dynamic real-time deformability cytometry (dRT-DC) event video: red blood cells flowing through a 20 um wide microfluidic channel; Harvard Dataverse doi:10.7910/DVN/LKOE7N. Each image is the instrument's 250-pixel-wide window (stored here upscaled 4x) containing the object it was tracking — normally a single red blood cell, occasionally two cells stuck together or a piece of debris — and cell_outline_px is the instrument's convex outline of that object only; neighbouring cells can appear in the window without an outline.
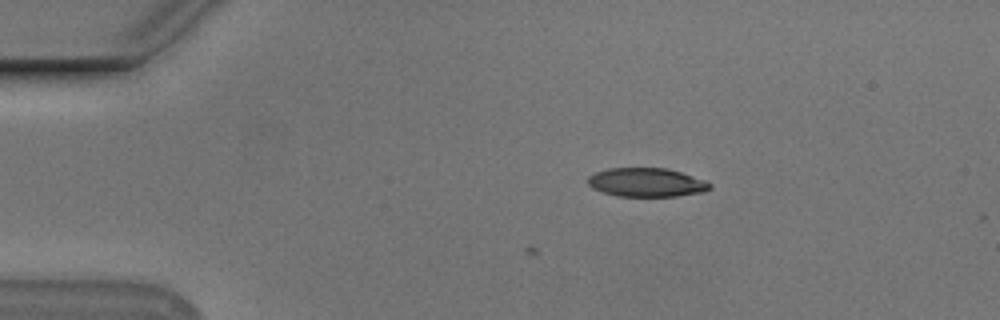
{"species": "Egyptian fruit bat (a non-hibernating species)", "species_latin": "Rousettus aegyptiacus", "temperature_condition": "cold", "stored_images_in_passage": 5, "camera_frame_rate_fps": 3000, "um_per_image_px": 0.085, "animal": {"sex": "male"}, "frame": {"image": 1, "passage_image": 5, "time_ms": 1.333, "image_size_px": [1000, 320], "cell_outline_px": [[712, 188], [704, 192], [676, 196], [616, 196], [592, 188], [588, 184], [588, 176], [596, 172], [608, 168], [668, 168], [708, 180], [712, 184]], "centroid_in_image_um": [55.01, 15.5], "position_along_channel_um": 30.0, "area_um2": 20.69}}